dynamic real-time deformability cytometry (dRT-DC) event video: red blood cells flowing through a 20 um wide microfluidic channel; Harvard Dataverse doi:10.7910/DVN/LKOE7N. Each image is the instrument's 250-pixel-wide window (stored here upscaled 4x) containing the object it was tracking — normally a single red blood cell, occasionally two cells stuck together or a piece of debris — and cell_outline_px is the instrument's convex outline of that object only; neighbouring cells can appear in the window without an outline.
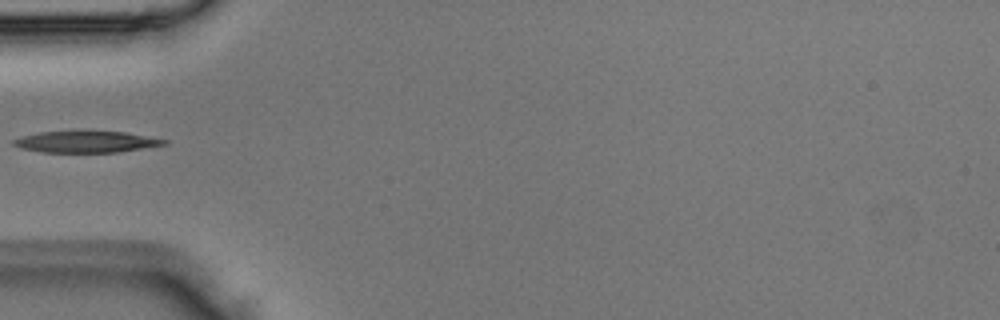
{"species": "Egyptian fruit bat (a non-hibernating species)", "species_latin": "Rousettus aegyptiacus", "temperature_condition": "room temperature", "stored_images_in_passage": 2, "camera_frame_rate_fps": 3000, "um_per_image_px": 0.085, "animal": {"sex": "male"}, "frame": {"image": 1, "passage_image": 2, "time_ms": 0.333, "image_size_px": [1000, 320], "cell_outline_px": [[168, 144], [116, 152], [44, 152], [20, 148], [12, 144], [12, 140], [24, 136], [40, 132], [124, 132], [168, 140]], "centroid_in_image_um": [7.31, 12.06], "position_along_channel_um": 77.7, "area_um2": 18.32}}